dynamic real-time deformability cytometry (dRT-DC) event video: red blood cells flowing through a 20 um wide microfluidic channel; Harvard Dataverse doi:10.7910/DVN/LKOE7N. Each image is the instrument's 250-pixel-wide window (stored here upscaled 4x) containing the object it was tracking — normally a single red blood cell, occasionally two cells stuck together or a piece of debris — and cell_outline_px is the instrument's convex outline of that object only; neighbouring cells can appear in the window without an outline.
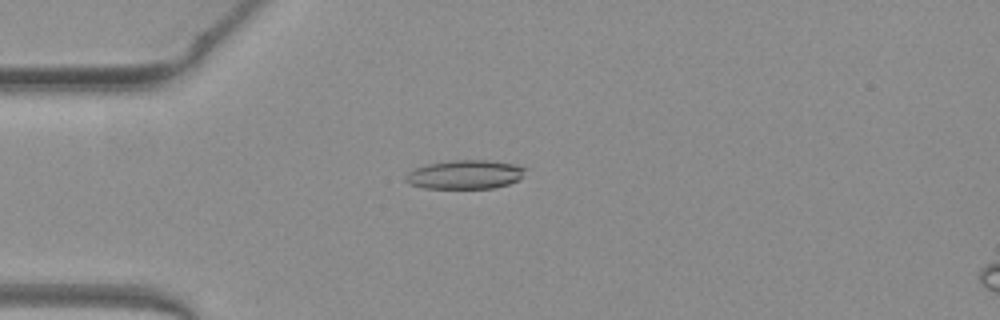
{"species": "common noctule bat (a hibernating species)", "species_latin": "Nyctalus noctula", "temperature_condition": "warm", "stored_images_in_passage": 44, "camera_frame_rate_fps": 3000, "um_per_image_px": 0.085, "animal": {"sex": "female", "body_mass_g": 19.3, "forearm_length_mm": 54.1}, "frame": {"image": 1, "passage_image": 6, "time_ms": 1.667, "image_size_px": [1000, 320], "cell_outline_px": [[528, 168], [516, 180], [508, 184], [492, 188], [424, 188], [408, 184], [404, 180], [404, 176], [412, 168], [424, 164], [452, 160], [488, 160], [516, 164]], "centroid_in_image_um": [39.45, 14.82], "position_along_channel_um": 45.5, "area_um2": 20.35}}
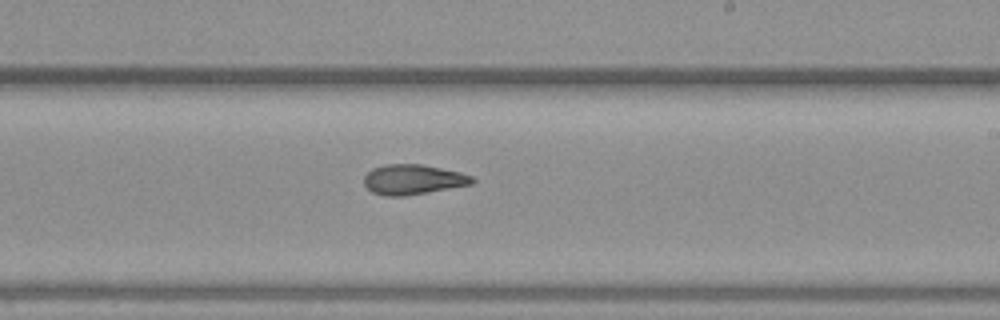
{"frame": {"image": 2, "passage_image": 23, "time_ms": 7.333, "image_size_px": [1000, 320], "cell_outline_px": [[476, 180], [472, 184], [428, 192], [404, 196], [384, 196], [372, 192], [364, 184], [364, 176], [372, 168], [384, 164], [420, 164], [460, 172], [472, 176]], "centroid_in_image_um": [35.09, 15.26], "position_along_channel_um": 253.9, "area_um2": 18.9}}
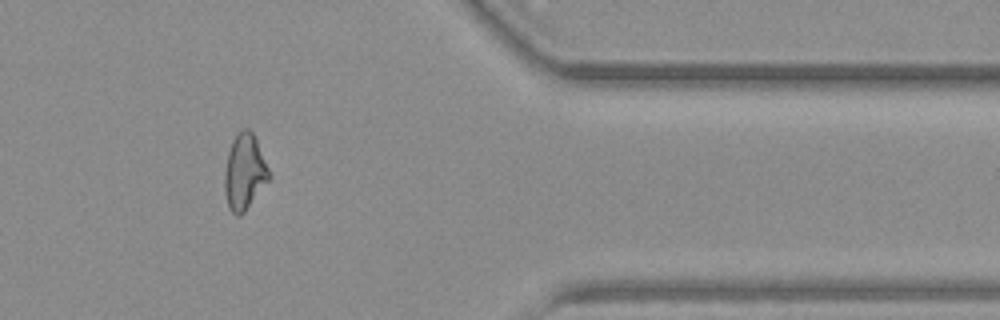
{"frame": {"image": 3, "passage_image": 35, "time_ms": 11.333, "image_size_px": [1000, 320], "cell_outline_px": [[272, 176], [244, 212], [240, 216], [236, 216], [228, 208], [224, 188], [224, 172], [228, 152], [232, 140], [236, 132], [240, 128], [248, 128], [252, 132], [256, 140]], "centroid_in_image_um": [20.77, 14.6], "position_along_channel_um": 390.6, "area_um2": 19.71}, "authors_computed_cell_mechanics": {"area_um2": 19.363, "velocity_mm_per_s": 4.0082, "shape_relaxation_time_tau1_ms": null, "shape_relaxation_time_tau2_ms": 4.8591, "deformation_change_tau1": null, "deformation_change_tau2": 0.1423}}